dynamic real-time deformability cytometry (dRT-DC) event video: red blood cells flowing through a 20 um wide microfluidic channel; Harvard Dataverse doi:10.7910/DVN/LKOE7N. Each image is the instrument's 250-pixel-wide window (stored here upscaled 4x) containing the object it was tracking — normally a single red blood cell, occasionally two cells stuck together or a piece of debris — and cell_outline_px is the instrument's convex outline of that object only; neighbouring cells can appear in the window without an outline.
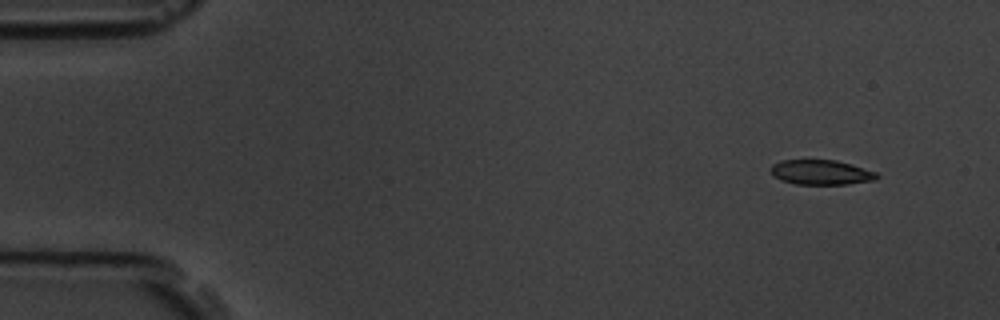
{"species": "common noctule bat (a hibernating species)", "species_latin": "Nyctalus noctula", "temperature_condition": "room temperature", "stored_images_in_passage": 4, "camera_frame_rate_fps": 3000, "um_per_image_px": 0.085, "animal": {"sex": "male", "body_mass_g": 19.5, "forearm_length_mm": 54.6}, "frame": {"image": 1, "passage_image": 1, "time_ms": 0.0, "image_size_px": [1000, 320], "cell_outline_px": [[880, 176], [876, 180], [848, 184], [796, 184], [780, 180], [772, 176], [772, 164], [780, 160], [836, 160], [852, 164], [876, 172]], "centroid_in_image_um": [69.8, 14.65], "position_along_channel_um": 15.2, "area_um2": 15.43}}
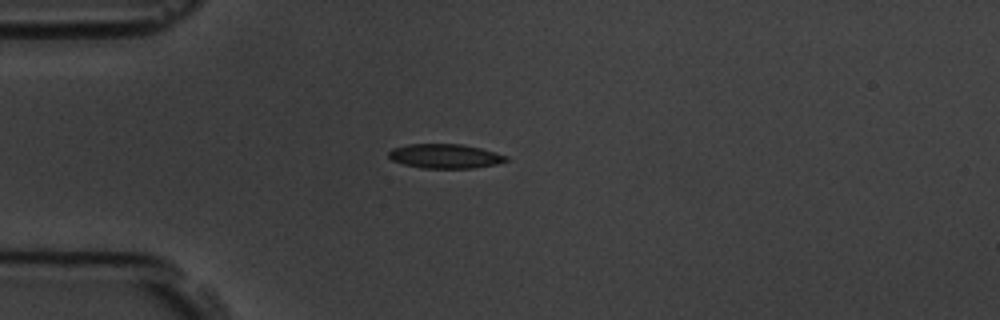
{"frame": {"image": 2, "passage_image": 4, "time_ms": 3.333, "image_size_px": [1000, 320], "cell_outline_px": [[508, 160], [496, 164], [472, 168], [424, 168], [404, 164], [392, 160], [388, 156], [388, 152], [392, 148], [408, 144], [460, 144], [480, 148], [496, 152], [508, 156]], "centroid_in_image_um": [37.83, 13.27], "position_along_channel_um": 47.2, "area_um2": 16.59}}